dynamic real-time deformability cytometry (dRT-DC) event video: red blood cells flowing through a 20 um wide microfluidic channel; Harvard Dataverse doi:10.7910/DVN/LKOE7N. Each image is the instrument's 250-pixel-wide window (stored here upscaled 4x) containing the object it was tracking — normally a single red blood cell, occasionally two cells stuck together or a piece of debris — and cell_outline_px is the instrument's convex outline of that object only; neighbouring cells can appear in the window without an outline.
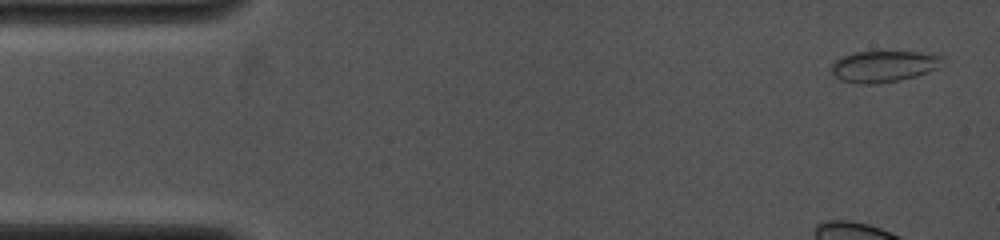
{"species": "common noctule bat (a hibernating species)", "species_latin": "Nyctalus noctula", "temperature_condition": "cold", "stored_images_in_passage": 18, "camera_frame_rate_fps": 4000, "um_per_image_px": 0.085, "animal": {"sex": "female", "body_mass_g": 19.0, "forearm_length_mm": 53.3}, "frame": {"image": 1, "passage_image": 1, "time_ms": 0.0, "image_size_px": [1000, 240], "cell_outline_px": [[944, 64], [936, 68], [916, 76], [900, 80], [876, 84], [860, 84], [840, 80], [832, 72], [832, 64], [836, 60], [852, 52], [936, 52], [944, 56]], "centroid_in_image_um": [75.19, 5.63], "position_along_channel_um": 9.8, "area_um2": 20.46}}